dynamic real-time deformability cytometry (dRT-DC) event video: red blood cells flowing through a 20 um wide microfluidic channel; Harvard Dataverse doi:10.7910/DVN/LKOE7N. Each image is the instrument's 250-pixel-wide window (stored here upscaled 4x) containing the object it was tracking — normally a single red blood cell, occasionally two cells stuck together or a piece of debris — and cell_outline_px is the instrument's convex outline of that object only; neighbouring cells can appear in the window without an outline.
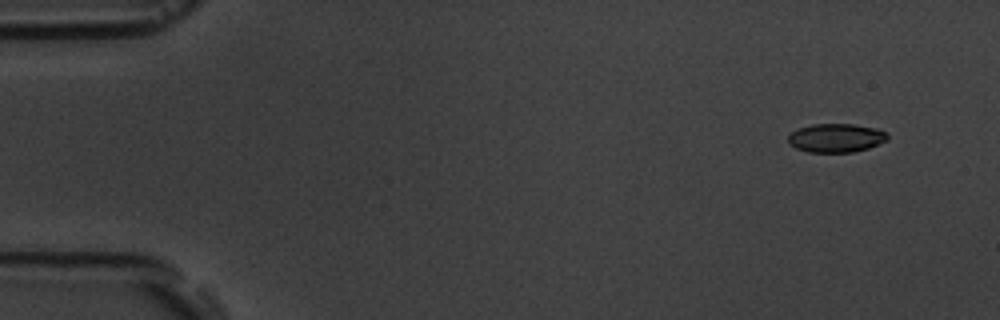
{"species": "common noctule bat (a hibernating species)", "species_latin": "Nyctalus noctula", "temperature_condition": "room temperature", "stored_images_in_passage": 6, "segment_of_instrument_passage": [2, 2], "camera_frame_rate_fps": 3000, "um_per_image_px": 0.085, "animal": {"sex": "male", "body_mass_g": 19.5, "forearm_length_mm": 54.6}, "frame": {"image": 1, "passage_image": 6, "time_ms": 5.667, "image_size_px": [1000, 320], "cell_outline_px": [[888, 140], [868, 148], [852, 152], [808, 152], [796, 148], [788, 144], [788, 136], [796, 128], [812, 124], [852, 124], [876, 128], [884, 132], [888, 136]], "centroid_in_image_um": [71.02, 11.72], "position_along_channel_um": 14.0, "area_um2": 16.65}}